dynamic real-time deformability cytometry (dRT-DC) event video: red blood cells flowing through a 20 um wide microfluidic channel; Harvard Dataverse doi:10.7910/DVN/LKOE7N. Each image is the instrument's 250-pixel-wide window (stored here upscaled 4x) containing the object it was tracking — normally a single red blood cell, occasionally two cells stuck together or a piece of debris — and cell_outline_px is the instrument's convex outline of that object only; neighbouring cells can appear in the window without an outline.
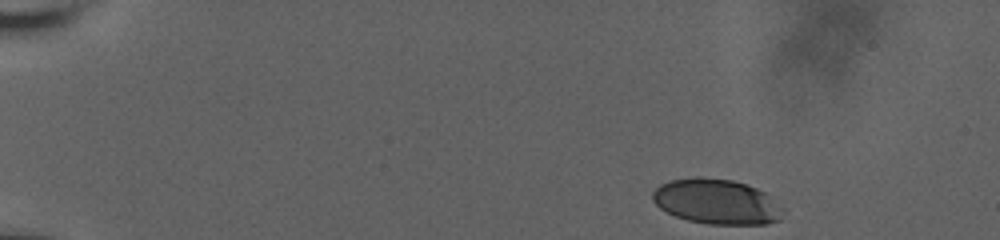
{"species": "human", "species_latin": "Homo sapiens", "temperature_condition": "room temperature", "stored_images_in_passage": 8, "camera_frame_rate_fps": 3000, "um_per_image_px": 0.085, "donor": {"sex": "male"}, "frame": {"image": 1, "passage_image": 1, "time_ms": 0.0, "image_size_px": [1000, 240], "cell_outline_px": [[784, 208], [780, 220], [764, 224], [708, 224], [688, 220], [676, 216], [660, 208], [652, 200], [652, 192], [660, 184], [672, 180], [700, 176], [732, 180], [756, 188], [772, 196]], "centroid_in_image_um": [60.93, 17.14], "position_along_channel_um": 24.1, "area_um2": 34.33}}
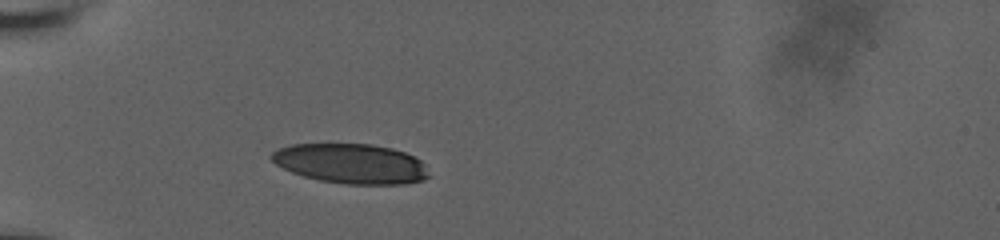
{"frame": {"image": 2, "passage_image": 6, "time_ms": 3.667, "image_size_px": [1000, 240], "cell_outline_px": [[428, 176], [424, 180], [404, 184], [344, 184], [320, 180], [304, 176], [292, 172], [276, 164], [272, 160], [272, 152], [280, 148], [292, 144], [372, 144], [392, 148], [404, 152], [420, 160], [424, 164]], "centroid_in_image_um": [29.84, 13.91], "position_along_channel_um": 55.2, "area_um2": 36.24}}
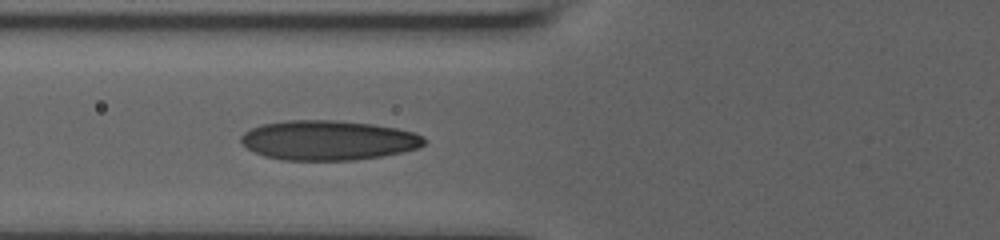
{"frame": {"image": 3, "passage_image": 8, "time_ms": 5.333, "image_size_px": [1000, 240], "cell_outline_px": [[428, 140], [420, 148], [380, 156], [352, 160], [280, 160], [264, 156], [248, 148], [240, 140], [240, 136], [244, 132], [260, 124], [284, 120], [336, 120], [372, 124], [396, 128], [416, 132], [424, 136]], "centroid_in_image_um": [27.91, 11.91], "position_along_channel_um": 97.9, "area_um2": 42.6}}